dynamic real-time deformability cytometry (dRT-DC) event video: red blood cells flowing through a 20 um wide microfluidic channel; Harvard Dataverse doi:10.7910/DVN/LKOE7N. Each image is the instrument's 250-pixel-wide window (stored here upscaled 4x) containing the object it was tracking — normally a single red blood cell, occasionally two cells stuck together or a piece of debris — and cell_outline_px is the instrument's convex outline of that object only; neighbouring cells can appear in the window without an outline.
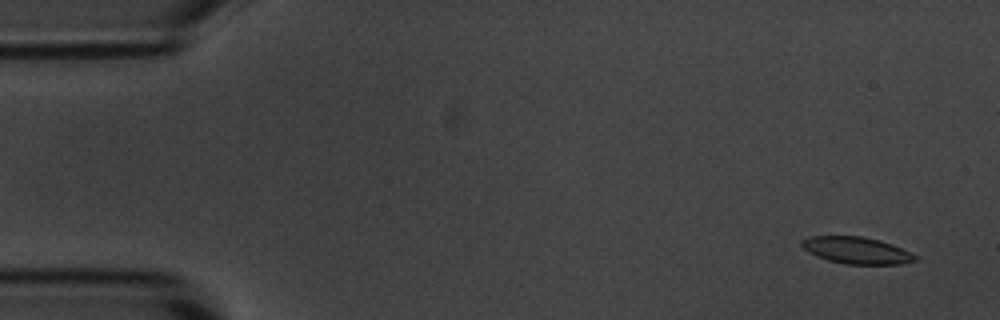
{"species": "common noctule bat (a hibernating species)", "species_latin": "Nyctalus noctula", "temperature_condition": "room temperature", "stored_images_in_passage": 9, "camera_frame_rate_fps": 3000, "um_per_image_px": 0.085, "animal": {"sex": "male", "body_mass_g": 20.1, "forearm_length_mm": 53.5}, "frame": {"image": 1, "passage_image": 1, "time_ms": 0.0, "image_size_px": [1000, 320], "cell_outline_px": [[920, 260], [900, 264], [844, 264], [828, 260], [816, 256], [808, 252], [800, 244], [800, 240], [808, 236], [864, 236], [880, 240], [892, 244], [912, 252]], "centroid_in_image_um": [72.82, 21.27], "position_along_channel_um": 12.2, "area_um2": 17.98}}
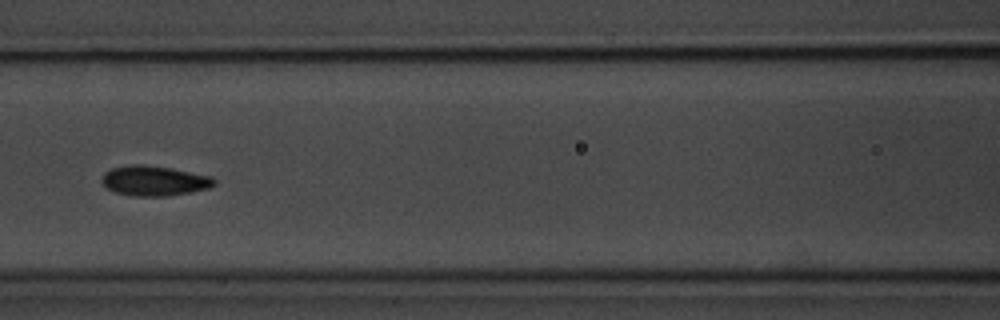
{"frame": {"image": 2, "passage_image": 7, "time_ms": 7.0, "image_size_px": [1000, 320], "cell_outline_px": [[216, 184], [208, 188], [192, 192], [168, 196], [132, 196], [116, 192], [108, 188], [100, 180], [104, 172], [112, 168], [128, 164], [144, 164], [172, 168], [212, 176], [216, 180]], "centroid_in_image_um": [13.12, 15.35], "position_along_channel_um": 153.5, "area_um2": 19.88}}
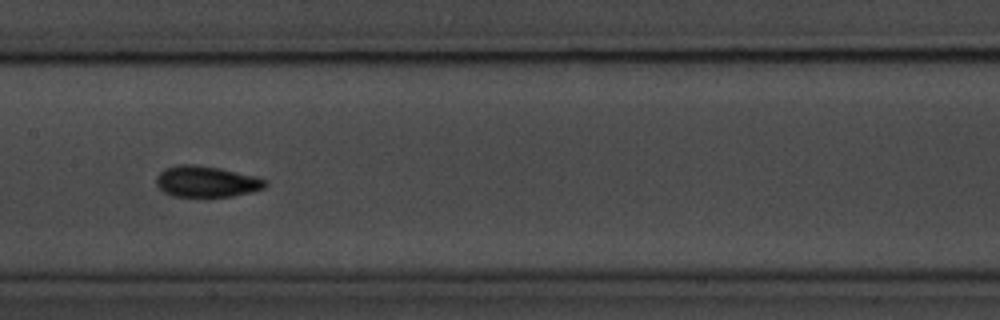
{"frame": {"image": 3, "passage_image": 8, "time_ms": 8.0, "image_size_px": [1000, 320], "cell_outline_px": [[268, 184], [264, 188], [252, 192], [232, 196], [172, 196], [164, 192], [156, 184], [156, 176], [164, 168], [180, 164], [196, 164], [220, 168], [256, 176], [268, 180]], "centroid_in_image_um": [17.56, 15.42], "position_along_channel_um": 189.8, "area_um2": 19.88}}